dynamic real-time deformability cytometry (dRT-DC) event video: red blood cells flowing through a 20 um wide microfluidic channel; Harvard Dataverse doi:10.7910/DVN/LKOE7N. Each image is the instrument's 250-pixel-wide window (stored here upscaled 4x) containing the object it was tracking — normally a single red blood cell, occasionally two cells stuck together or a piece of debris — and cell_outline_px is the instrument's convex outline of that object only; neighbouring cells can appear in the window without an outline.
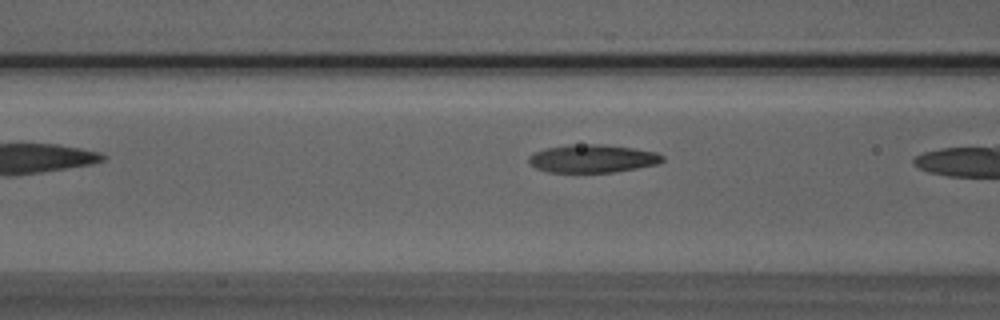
{"species": "Egyptian fruit bat (a non-hibernating species)", "species_latin": "Rousettus aegyptiacus", "temperature_condition": "room temperature", "stored_images_in_passage": 24, "camera_frame_rate_fps": 3000, "um_per_image_px": 0.085, "animal": {"sex": "male"}, "frame": {"image": 1, "passage_image": 4, "time_ms": 1.0, "image_size_px": [1000, 320], "cell_outline_px": [[664, 160], [660, 164], [612, 172], [548, 172], [536, 168], [528, 160], [528, 156], [544, 148], [572, 144], [604, 144], [632, 148], [656, 152], [664, 156]], "centroid_in_image_um": [50.38, 13.47], "position_along_channel_um": 116.2, "area_um2": 21.85}}
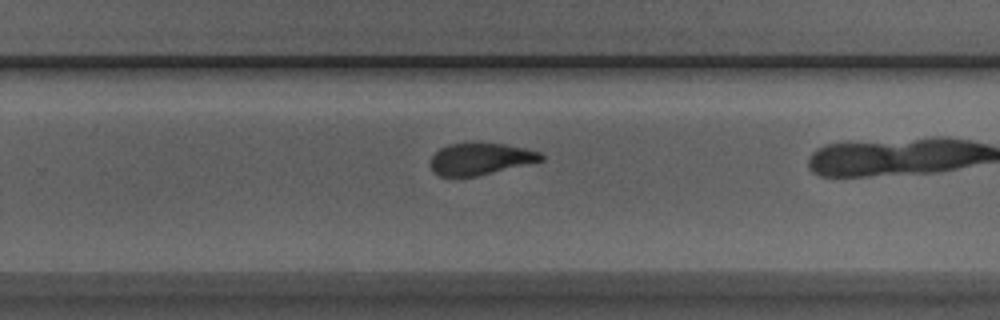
{"frame": {"image": 2, "passage_image": 17, "time_ms": 5.333, "image_size_px": [1000, 320], "cell_outline_px": [[544, 160], [476, 176], [440, 176], [432, 168], [432, 156], [440, 148], [448, 144], [480, 140], [504, 144], [524, 148], [540, 152], [544, 156]], "centroid_in_image_um": [40.85, 13.45], "position_along_channel_um": 288.9, "area_um2": 20.69}}